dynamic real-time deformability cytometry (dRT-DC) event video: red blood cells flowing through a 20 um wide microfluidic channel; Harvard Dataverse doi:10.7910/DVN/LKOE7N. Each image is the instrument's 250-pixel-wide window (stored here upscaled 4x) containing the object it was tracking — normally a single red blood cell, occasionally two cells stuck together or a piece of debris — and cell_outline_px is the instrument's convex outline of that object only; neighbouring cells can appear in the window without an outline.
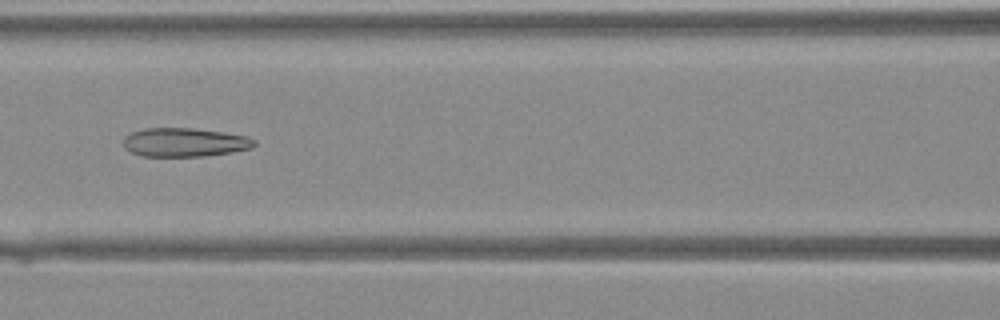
{"species": "Egyptian fruit bat (a non-hibernating species)", "species_latin": "Rousettus aegyptiacus", "temperature_condition": "warm", "stored_images_in_passage": 28, "camera_frame_rate_fps": 3000, "um_per_image_px": 0.085, "animal": {"sex": "female"}, "frame": {"image": 1, "passage_image": 8, "time_ms": 2.333, "image_size_px": [1000, 320], "cell_outline_px": [[256, 144], [252, 148], [232, 152], [204, 156], [140, 156], [124, 148], [124, 136], [132, 132], [144, 128], [192, 128], [224, 132], [248, 136], [256, 140]], "centroid_in_image_um": [15.71, 12.09], "position_along_channel_um": 150.9, "area_um2": 22.08}}
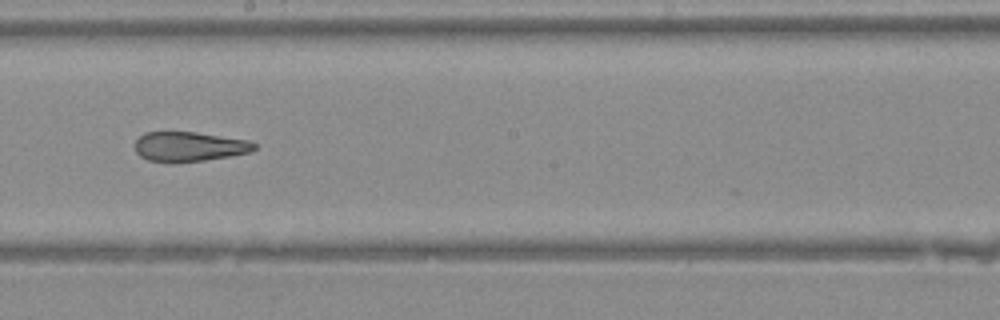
{"frame": {"image": 2, "passage_image": 13, "time_ms": 4.0, "image_size_px": [1000, 320], "cell_outline_px": [[256, 148], [252, 152], [204, 160], [172, 164], [148, 160], [140, 156], [136, 152], [136, 140], [144, 132], [196, 132], [248, 140], [256, 144]], "centroid_in_image_um": [16.07, 12.47], "position_along_channel_um": 232.1, "area_um2": 20.81}}
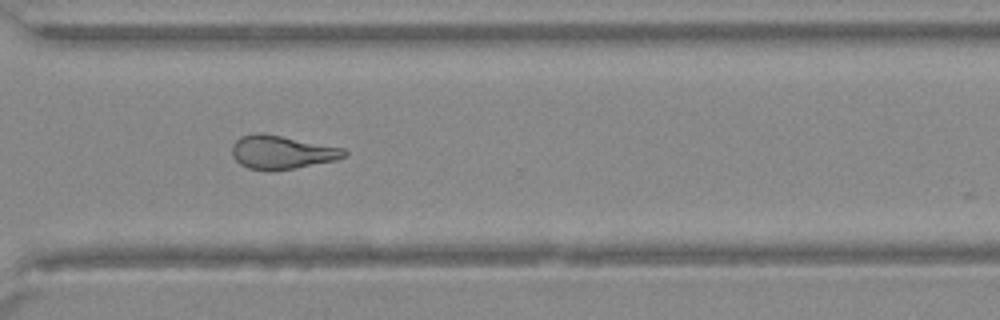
{"frame": {"image": 3, "passage_image": 20, "time_ms": 6.333, "image_size_px": [1000, 320], "cell_outline_px": [[348, 156], [336, 160], [292, 168], [268, 172], [248, 168], [240, 164], [232, 156], [232, 144], [240, 136], [256, 132], [264, 132], [344, 148], [348, 152]], "centroid_in_image_um": [23.93, 12.93], "position_along_channel_um": 346.7, "area_um2": 22.25}}